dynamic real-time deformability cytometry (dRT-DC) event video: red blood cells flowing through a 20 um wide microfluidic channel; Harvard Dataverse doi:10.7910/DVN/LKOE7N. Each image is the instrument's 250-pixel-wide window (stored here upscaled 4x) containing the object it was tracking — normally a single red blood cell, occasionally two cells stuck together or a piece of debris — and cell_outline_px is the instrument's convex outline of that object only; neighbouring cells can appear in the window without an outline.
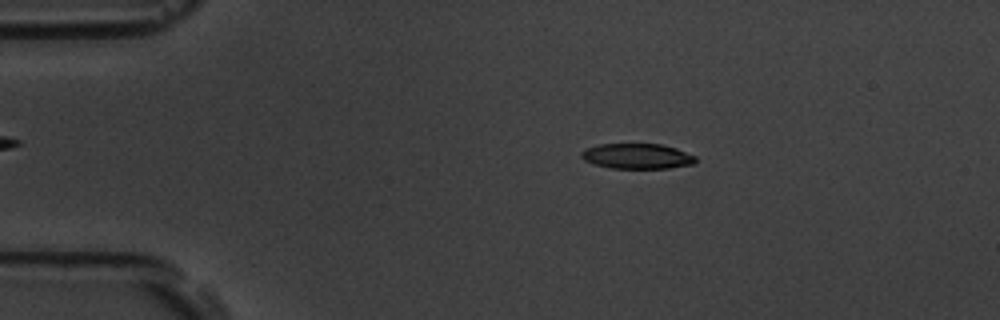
{"species": "common noctule bat (a hibernating species)", "species_latin": "Nyctalus noctula", "temperature_condition": "room temperature", "stored_images_in_passage": 54, "camera_frame_rate_fps": 3000, "um_per_image_px": 0.085, "animal": {"sex": "male", "body_mass_g": 19.5, "forearm_length_mm": 54.6}, "frame": {"image": 1, "passage_image": 10, "time_ms": 3.0, "image_size_px": [1000, 320], "cell_outline_px": [[696, 160], [692, 164], [668, 168], [612, 168], [596, 164], [584, 160], [580, 156], [580, 152], [588, 148], [600, 144], [660, 144], [676, 148], [696, 156]], "centroid_in_image_um": [54.16, 13.27], "position_along_channel_um": 30.8, "area_um2": 16.65}}
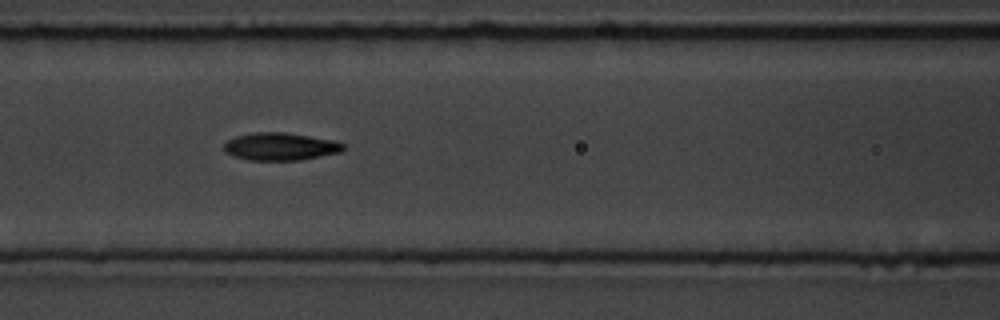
{"frame": {"image": 2, "passage_image": 23, "time_ms": 7.333, "image_size_px": [1000, 320], "cell_outline_px": [[348, 148], [340, 152], [300, 160], [248, 160], [224, 152], [224, 144], [228, 140], [236, 136], [256, 132], [284, 132], [332, 140], [344, 144]], "centroid_in_image_um": [23.84, 12.46], "position_along_channel_um": 142.8, "area_um2": 19.07}}
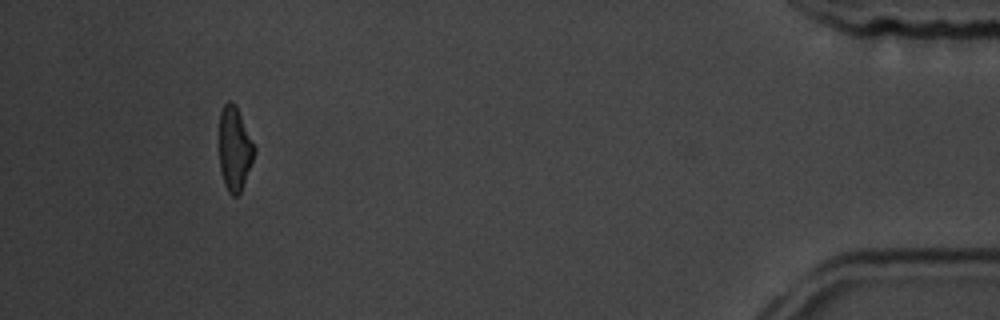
{"frame": {"image": 3, "passage_image": 50, "time_ms": 16.333, "image_size_px": [1000, 320], "cell_outline_px": [[256, 152], [240, 192], [236, 196], [232, 196], [228, 192], [224, 184], [220, 168], [220, 112], [224, 104], [228, 100], [232, 100], [236, 104], [256, 148]], "centroid_in_image_um": [19.95, 12.61], "position_along_channel_um": 415.3, "area_um2": 17.17}, "authors_computed_cell_mechanics": {"area_um2": 17.8891, "velocity_mm_per_s": 3.7802, "shape_relaxation_time_tau1_ms": 3.4997, "shape_relaxation_time_tau2_ms": 7.6999, "deformation_change_tau1": 0.1436, "deformation_change_tau2": 0.1704}}